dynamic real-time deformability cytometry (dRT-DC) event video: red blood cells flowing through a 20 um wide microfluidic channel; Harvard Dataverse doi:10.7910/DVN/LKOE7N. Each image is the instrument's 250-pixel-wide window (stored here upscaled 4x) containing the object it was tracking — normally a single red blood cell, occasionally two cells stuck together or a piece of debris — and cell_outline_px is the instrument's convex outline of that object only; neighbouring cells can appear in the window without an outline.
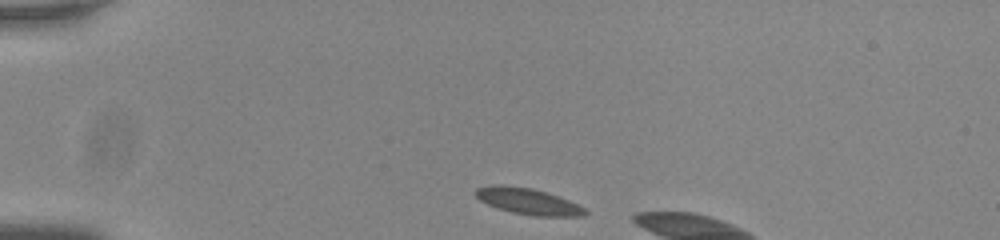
{"species": "common noctule bat (a hibernating species)", "species_latin": "Nyctalus noctula", "temperature_condition": "room temperature", "stored_images_in_passage": 45, "camera_frame_rate_fps": 3000, "um_per_image_px": 0.085, "animal": {"sex": "male", "body_mass_g": 20.0, "forearm_length_mm": 53.3}, "frame": {"image": 1, "passage_image": 1, "time_ms": 0.0, "image_size_px": [1000, 240], "cell_outline_px": [[588, 212], [584, 216], [532, 216], [512, 212], [488, 204], [480, 200], [476, 196], [476, 188], [532, 188], [568, 200], [584, 208]], "centroid_in_image_um": [45.0, 17.18], "position_along_channel_um": 40.0, "area_um2": 15.55}}
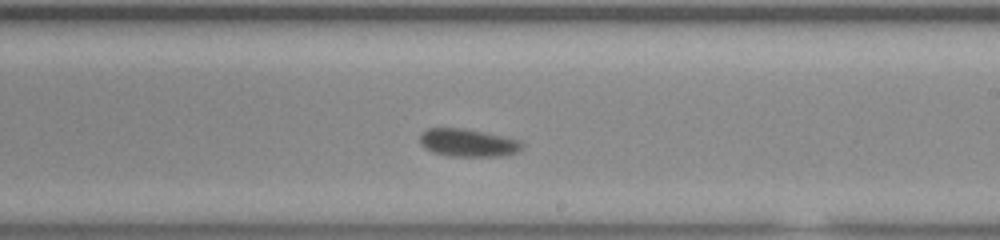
{"frame": {"image": 2, "passage_image": 22, "time_ms": 7.0, "image_size_px": [1000, 240], "cell_outline_px": [[524, 144], [516, 152], [500, 156], [448, 156], [432, 152], [424, 148], [420, 144], [420, 136], [428, 128], [460, 128], [520, 140]], "centroid_in_image_um": [39.73, 12.15], "position_along_channel_um": 249.3, "area_um2": 16.24}}
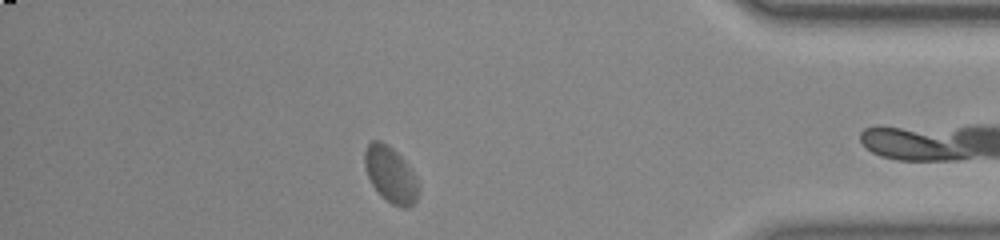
{"frame": {"image": 3, "passage_image": 37, "time_ms": 12.0, "image_size_px": [1000, 240], "cell_outline_px": [[420, 188], [416, 200], [408, 208], [400, 208], [392, 204], [372, 184], [368, 176], [364, 164], [364, 152], [368, 144], [372, 140], [380, 140], [388, 144], [404, 160], [412, 172]], "centroid_in_image_um": [33.2, 14.82], "position_along_channel_um": 402.0, "area_um2": 17.22}, "authors_computed_cell_mechanics": {"area_um2": 16.5308, "velocity_mm_per_s": 3.6681, "shape_relaxation_time_tau1_ms": 2.9498, "shape_relaxation_time_tau2_ms": null, "deformation_change_tau1": 0.0878, "deformation_change_tau2": null}}